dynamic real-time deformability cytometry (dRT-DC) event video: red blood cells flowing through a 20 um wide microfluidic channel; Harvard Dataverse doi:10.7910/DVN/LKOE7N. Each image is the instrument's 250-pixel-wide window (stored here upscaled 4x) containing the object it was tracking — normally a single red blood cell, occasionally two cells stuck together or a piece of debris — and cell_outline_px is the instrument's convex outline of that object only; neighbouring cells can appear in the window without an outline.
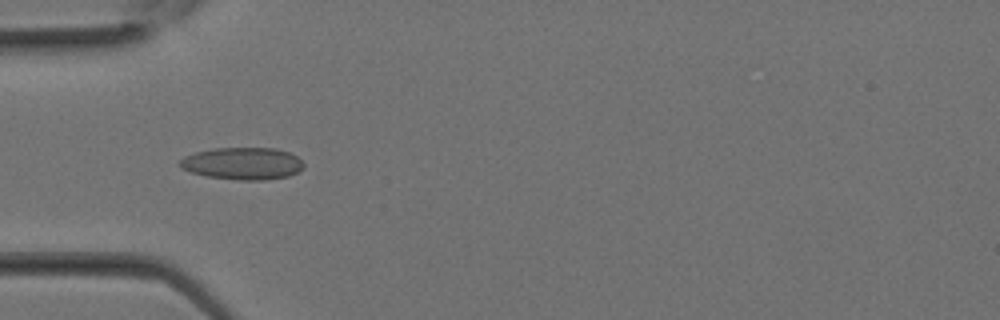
{"species": "Egyptian fruit bat (a non-hibernating species)", "species_latin": "Rousettus aegyptiacus", "temperature_condition": "room temperature", "stored_images_in_passage": 31, "camera_frame_rate_fps": 3000, "um_per_image_px": 0.085, "animal": {"sex": "female"}, "frame": {"image": 1, "passage_image": 10, "time_ms": 3.0, "image_size_px": [1000, 320], "cell_outline_px": [[304, 168], [288, 176], [264, 180], [240, 180], [208, 176], [192, 172], [180, 168], [180, 160], [184, 156], [196, 152], [216, 148], [276, 148], [288, 152], [296, 156], [304, 164]], "centroid_in_image_um": [20.63, 13.89], "position_along_channel_um": 64.4, "area_um2": 23.06}}
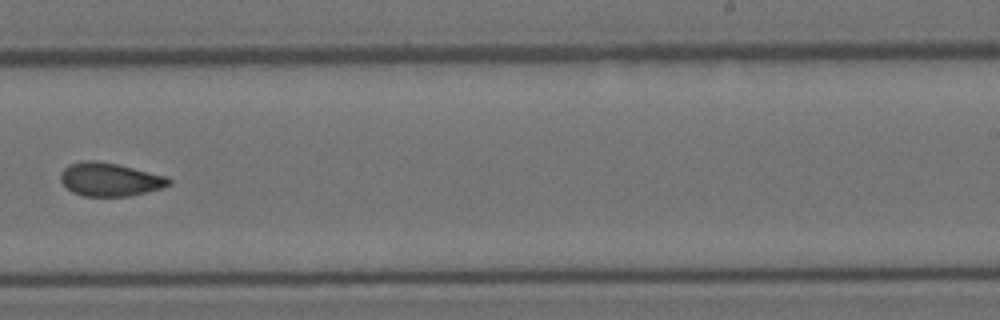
{"frame": {"image": 2, "passage_image": 20, "time_ms": 6.333, "image_size_px": [1000, 320], "cell_outline_px": [[172, 184], [160, 188], [128, 196], [80, 196], [72, 192], [60, 180], [60, 172], [68, 164], [84, 160], [96, 160], [116, 164], [168, 176], [172, 180]], "centroid_in_image_um": [9.32, 15.24], "position_along_channel_um": 279.7, "area_um2": 21.1}}
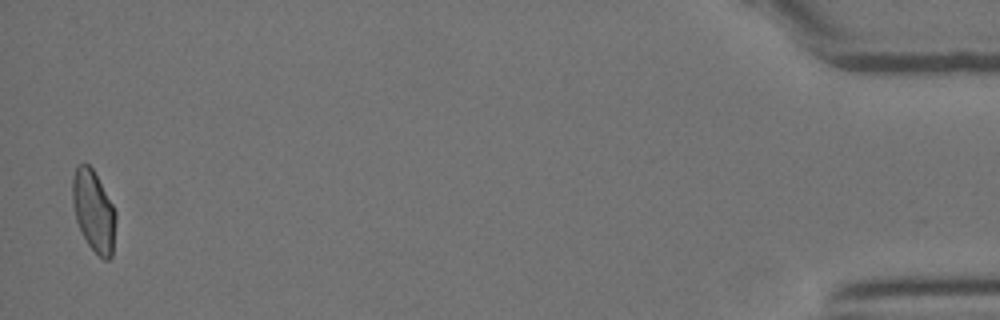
{"frame": {"image": 3, "passage_image": 31, "time_ms": 10.0, "image_size_px": [1000, 320], "cell_outline_px": [[116, 220], [112, 256], [108, 260], [104, 260], [88, 244], [76, 220], [72, 204], [72, 176], [76, 164], [84, 160], [92, 168], [112, 204], [116, 212]], "centroid_in_image_um": [7.94, 17.88], "position_along_channel_um": 427.3, "area_um2": 20.58}}